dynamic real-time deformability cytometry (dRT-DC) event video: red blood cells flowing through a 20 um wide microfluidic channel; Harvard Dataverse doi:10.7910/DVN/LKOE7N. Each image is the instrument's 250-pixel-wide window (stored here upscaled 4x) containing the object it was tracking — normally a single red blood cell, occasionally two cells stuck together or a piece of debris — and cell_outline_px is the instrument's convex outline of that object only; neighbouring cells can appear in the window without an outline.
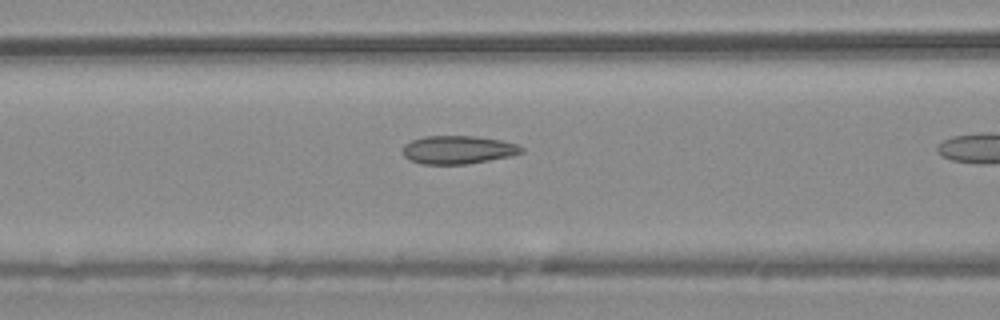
{"species": "common noctule bat (a hibernating species)", "species_latin": "Nyctalus noctula", "temperature_condition": "warm", "stored_images_in_passage": 5, "camera_frame_rate_fps": 3000, "um_per_image_px": 0.085, "animal": {"sex": "male", "body_mass_g": 20.4}, "frame": {"image": 1, "passage_image": 4, "time_ms": 1.0, "image_size_px": [1000, 320], "cell_outline_px": [[524, 152], [512, 156], [468, 164], [420, 164], [408, 160], [400, 152], [404, 144], [412, 140], [424, 136], [476, 136], [500, 140], [516, 144], [524, 148]], "centroid_in_image_um": [38.9, 12.74], "position_along_channel_um": 127.7, "area_um2": 19.83}}